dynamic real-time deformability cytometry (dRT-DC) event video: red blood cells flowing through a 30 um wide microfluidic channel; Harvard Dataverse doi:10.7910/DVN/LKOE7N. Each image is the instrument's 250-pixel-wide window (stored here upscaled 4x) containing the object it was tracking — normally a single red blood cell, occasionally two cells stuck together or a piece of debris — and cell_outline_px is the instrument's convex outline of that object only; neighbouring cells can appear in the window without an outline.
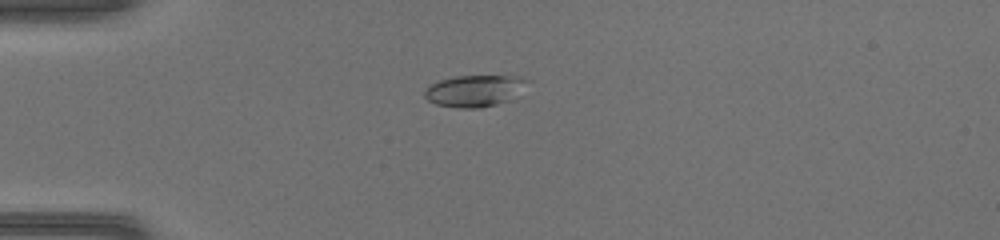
{"species": "common noctule bat (a hibernating species)", "species_latin": "Nyctalus noctula", "temperature_condition": "warm", "stored_images_in_passage": 41, "camera_frame_rate_fps": 3000, "um_per_image_px": 0.085, "animal": {"sex": "female", "body_mass_g": 17.0, "forearm_length_mm": 48.0}, "frame": {"image": 1, "passage_image": 5, "time_ms": 1.333, "image_size_px": [1000, 240], "cell_outline_px": [[532, 80], [508, 100], [496, 104], [480, 108], [460, 108], [436, 104], [428, 100], [424, 96], [424, 88], [440, 80], [456, 76], [520, 76]], "centroid_in_image_um": [40.32, 7.71], "position_along_channel_um": 44.7, "area_um2": 18.79}}
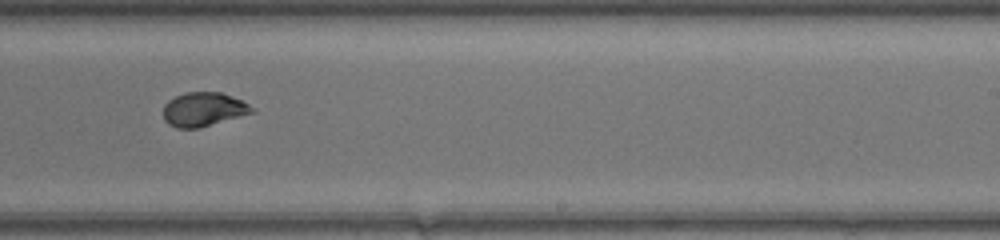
{"frame": {"image": 2, "passage_image": 23, "time_ms": 7.333, "image_size_px": [1000, 240], "cell_outline_px": [[256, 112], [200, 128], [176, 128], [168, 124], [164, 120], [164, 104], [168, 100], [184, 92], [220, 92], [240, 100], [256, 108]], "centroid_in_image_um": [17.3, 9.3], "position_along_channel_um": 271.7, "area_um2": 17.69}}
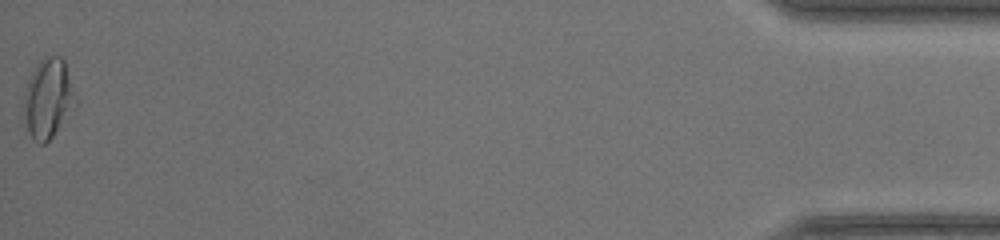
{"frame": {"image": 3, "passage_image": 41, "time_ms": 13.333, "image_size_px": [1000, 240], "cell_outline_px": [[76, 108], [52, 136], [44, 144], [40, 144], [28, 132], [24, 112], [24, 92], [28, 80], [32, 72], [40, 60], [44, 56], [60, 56], [64, 60], [76, 96]], "centroid_in_image_um": [4.11, 8.35], "position_along_channel_um": 431.1, "area_um2": 23.81}, "authors_computed_cell_mechanics": {"area_um2": 17.8602, "velocity_mm_per_s": 4.2542, "shape_relaxation_time_tau1_ms": 8.5702, "shape_relaxation_time_tau2_ms": 0.7708, "deformation_change_tau1": 0.257, "deformation_change_tau2": 0.0485}}